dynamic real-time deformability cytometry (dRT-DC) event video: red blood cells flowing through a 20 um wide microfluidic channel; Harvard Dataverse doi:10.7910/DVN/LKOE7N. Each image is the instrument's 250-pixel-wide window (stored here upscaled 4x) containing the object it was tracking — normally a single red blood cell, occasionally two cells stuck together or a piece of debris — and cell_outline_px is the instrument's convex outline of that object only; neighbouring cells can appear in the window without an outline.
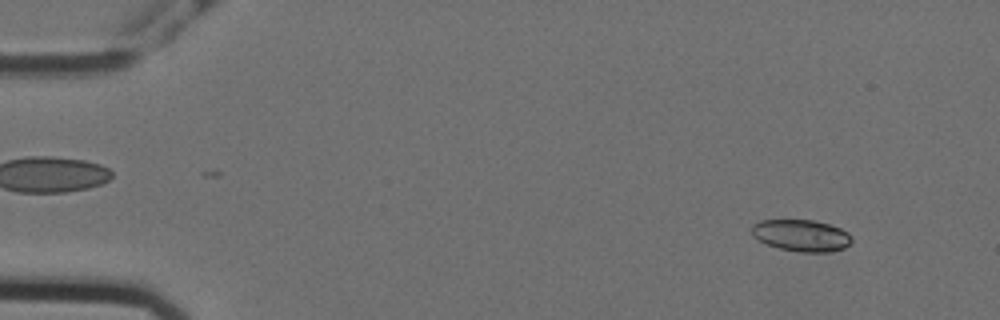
{"species": "Egyptian fruit bat (a non-hibernating species)", "species_latin": "Rousettus aegyptiacus", "temperature_condition": "cold", "stored_images_in_passage": 56, "camera_frame_rate_fps": 3000, "um_per_image_px": 0.085, "animal": {"sex": "female"}, "frame": {"image": 1, "passage_image": 5, "time_ms": 1.333, "image_size_px": [1000, 320], "cell_outline_px": [[852, 240], [844, 248], [832, 252], [800, 252], [780, 248], [768, 244], [752, 236], [752, 224], [760, 220], [812, 220], [828, 224], [840, 228], [848, 232], [852, 236]], "centroid_in_image_um": [68.13, 20.01], "position_along_channel_um": 16.9, "area_um2": 18.44}}
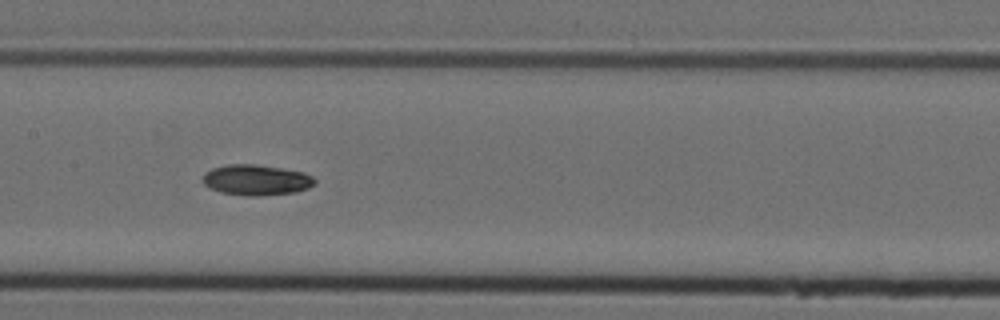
{"frame": {"image": 2, "passage_image": 28, "time_ms": 9.0, "image_size_px": [1000, 320], "cell_outline_px": [[316, 184], [308, 188], [296, 192], [260, 196], [244, 196], [220, 192], [204, 184], [200, 180], [204, 172], [212, 168], [228, 164], [256, 164], [304, 172], [312, 176], [316, 180]], "centroid_in_image_um": [21.77, 15.3], "position_along_channel_um": 185.6, "area_um2": 20.23}}
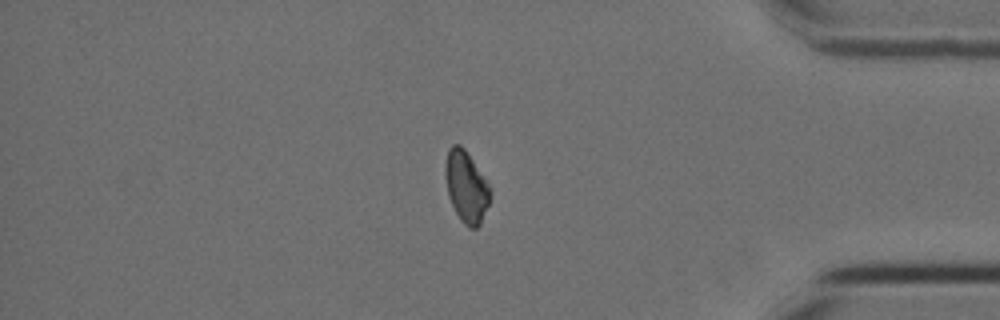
{"frame": {"image": 3, "passage_image": 48, "time_ms": 15.667, "image_size_px": [1000, 320], "cell_outline_px": [[492, 192], [488, 204], [480, 224], [476, 228], [468, 228], [460, 220], [448, 196], [444, 172], [444, 168], [448, 148], [452, 144], [460, 144], [464, 148], [492, 188]], "centroid_in_image_um": [39.62, 15.86], "position_along_channel_um": 395.6, "area_um2": 18.79}}